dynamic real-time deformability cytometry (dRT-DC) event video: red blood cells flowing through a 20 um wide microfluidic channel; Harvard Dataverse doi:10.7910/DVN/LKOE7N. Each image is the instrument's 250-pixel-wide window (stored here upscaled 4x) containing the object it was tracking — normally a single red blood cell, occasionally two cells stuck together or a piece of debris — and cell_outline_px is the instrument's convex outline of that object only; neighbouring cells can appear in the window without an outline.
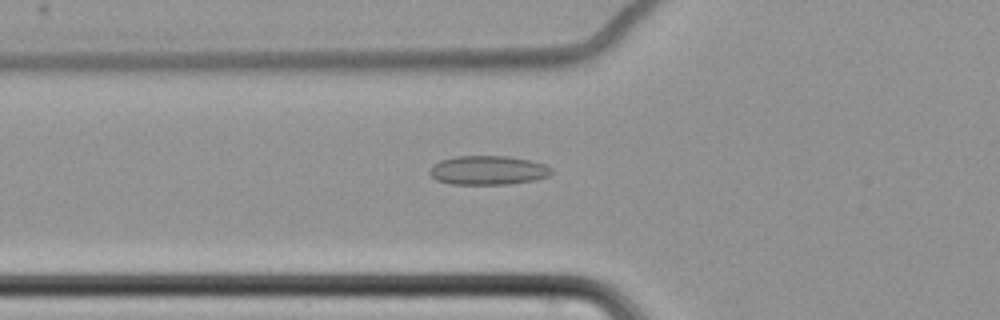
{"species": "common noctule bat (a hibernating species)", "species_latin": "Nyctalus noctula", "temperature_condition": "cold", "stored_images_in_passage": 62, "camera_frame_rate_fps": 3000, "um_per_image_px": 0.085, "animal": {"sex": "female", "body_mass_g": 22.7, "forearm_length_mm": 54.2}, "frame": {"image": 1, "passage_image": 24, "time_ms": 7.667, "image_size_px": [1000, 320], "cell_outline_px": [[552, 172], [548, 176], [536, 180], [508, 184], [452, 184], [436, 180], [428, 172], [432, 164], [440, 160], [456, 156], [508, 156], [528, 160], [544, 164], [552, 168]], "centroid_in_image_um": [41.46, 14.47], "position_along_channel_um": 84.3, "area_um2": 20.69}}
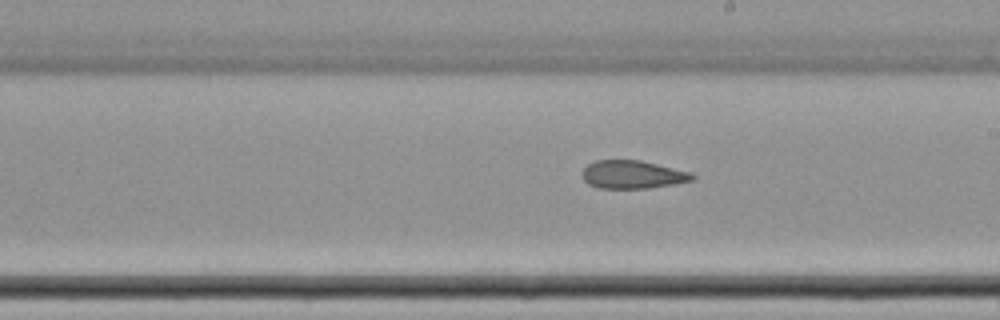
{"frame": {"image": 2, "passage_image": 37, "time_ms": 12.0, "image_size_px": [1000, 320], "cell_outline_px": [[696, 176], [692, 180], [676, 184], [648, 188], [596, 188], [588, 184], [580, 176], [584, 168], [588, 164], [596, 160], [640, 160], [692, 172]], "centroid_in_image_um": [53.76, 14.84], "position_along_channel_um": 235.2, "area_um2": 18.21}}
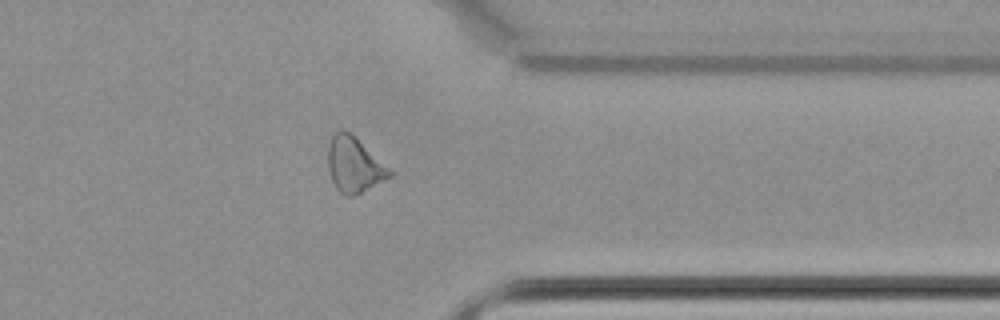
{"frame": {"image": 3, "passage_image": 50, "time_ms": 16.333, "image_size_px": [1000, 320], "cell_outline_px": [[396, 172], [392, 176], [356, 196], [344, 196], [336, 188], [332, 180], [328, 168], [328, 144], [332, 136], [336, 132], [352, 132]], "centroid_in_image_um": [30.16, 14.02], "position_along_channel_um": 381.2, "area_um2": 20.35}, "authors_computed_cell_mechanics": {"area_um2": 20.7213, "velocity_mm_per_s": 3.4899, "shape_relaxation_time_tau1_ms": null, "shape_relaxation_time_tau2_ms": 7.5765, "deformation_change_tau1": null, "deformation_change_tau2": 0.1566}}